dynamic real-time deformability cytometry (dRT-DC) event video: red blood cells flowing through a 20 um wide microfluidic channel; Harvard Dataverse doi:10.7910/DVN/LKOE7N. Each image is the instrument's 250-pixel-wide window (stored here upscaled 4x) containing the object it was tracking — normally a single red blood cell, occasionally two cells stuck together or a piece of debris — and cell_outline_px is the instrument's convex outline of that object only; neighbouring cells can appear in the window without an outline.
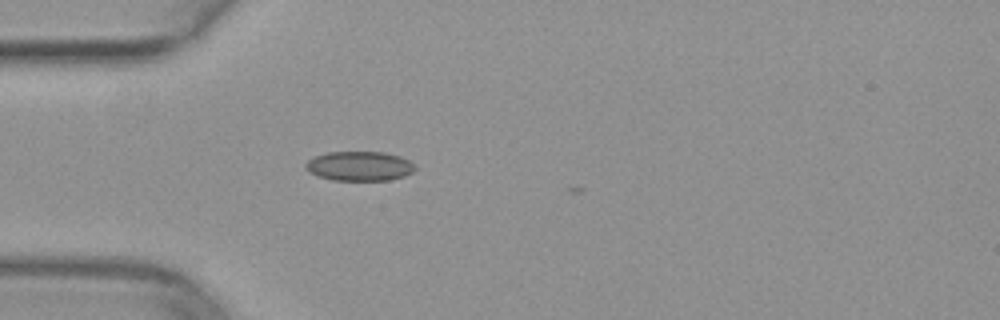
{"species": "common noctule bat (a hibernating species)", "species_latin": "Nyctalus noctula", "temperature_condition": "warm", "stored_images_in_passage": 28, "camera_frame_rate_fps": 3000, "um_per_image_px": 0.085, "animal": {"sex": "female", "body_mass_g": 29.2, "forearm_length_mm": 56.3}, "frame": {"image": 1, "passage_image": 1, "time_ms": 0.0, "image_size_px": [1000, 320], "cell_outline_px": [[416, 168], [412, 172], [404, 176], [388, 180], [332, 180], [320, 176], [304, 168], [304, 164], [308, 160], [316, 156], [328, 152], [384, 152], [400, 156], [408, 160]], "centroid_in_image_um": [30.55, 14.11], "position_along_channel_um": 54.4, "area_um2": 18.61}}
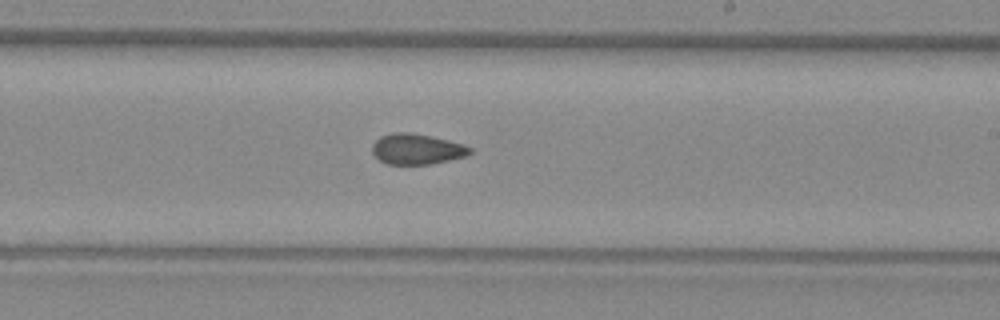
{"frame": {"image": 2, "passage_image": 16, "time_ms": 5.0, "image_size_px": [1000, 320], "cell_outline_px": [[472, 152], [464, 156], [432, 164], [388, 164], [380, 160], [372, 152], [372, 144], [380, 136], [392, 132], [408, 132], [432, 136], [464, 144], [472, 148]], "centroid_in_image_um": [35.42, 12.66], "position_along_channel_um": 253.6, "area_um2": 17.4}}
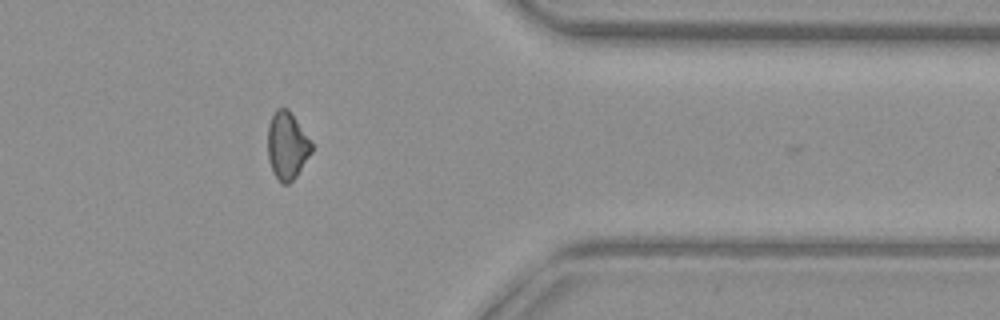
{"frame": {"image": 3, "passage_image": 27, "time_ms": 8.667, "image_size_px": [1000, 320], "cell_outline_px": [[312, 152], [296, 176], [288, 184], [280, 184], [272, 172], [268, 160], [268, 124], [276, 108], [288, 108], [312, 144]], "centroid_in_image_um": [24.37, 12.41], "position_along_channel_um": 387.0, "area_um2": 17.17}}